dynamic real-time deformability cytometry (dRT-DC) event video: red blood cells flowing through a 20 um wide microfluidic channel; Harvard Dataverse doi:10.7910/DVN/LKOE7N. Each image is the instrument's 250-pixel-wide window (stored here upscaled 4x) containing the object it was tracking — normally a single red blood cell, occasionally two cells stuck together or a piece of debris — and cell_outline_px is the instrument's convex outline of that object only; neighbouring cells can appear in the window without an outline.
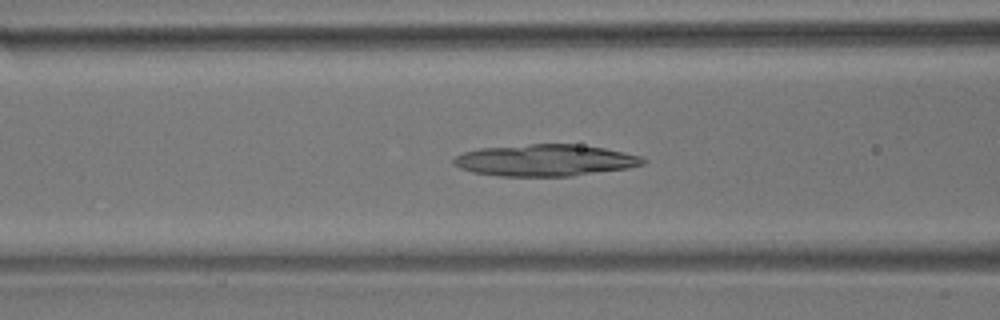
{"species": "common noctule bat (a hibernating species)", "species_latin": "Nyctalus noctula", "temperature_condition": "room temperature", "stored_images_in_passage": 43, "camera_frame_rate_fps": 3000, "um_per_image_px": 0.085, "animal": {"sex": "male", "body_mass_g": 17.9}, "frame": {"image": 1, "passage_image": 9, "time_ms": 2.667, "image_size_px": [1000, 320], "cell_outline_px": [[648, 160], [644, 164], [628, 168], [572, 176], [500, 176], [472, 172], [460, 168], [452, 164], [452, 160], [456, 156], [464, 152], [480, 148], [528, 144], [572, 144], [604, 148], [624, 152], [640, 156]], "centroid_in_image_um": [46.33, 13.62], "position_along_channel_um": 120.3, "area_um2": 34.97}}
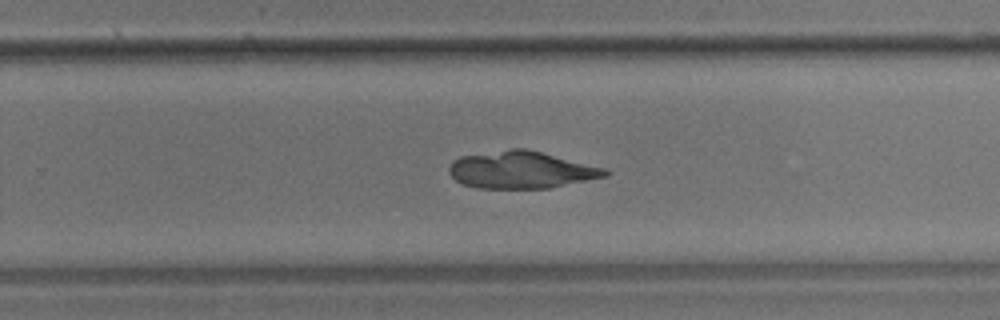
{"frame": {"image": 2, "passage_image": 23, "time_ms": 7.333, "image_size_px": [1000, 320], "cell_outline_px": [[608, 176], [552, 188], [476, 188], [464, 184], [456, 180], [448, 172], [448, 168], [452, 160], [460, 156], [508, 148], [524, 148], [604, 168], [608, 172]], "centroid_in_image_um": [44.26, 14.44], "position_along_channel_um": 285.5, "area_um2": 33.76}}
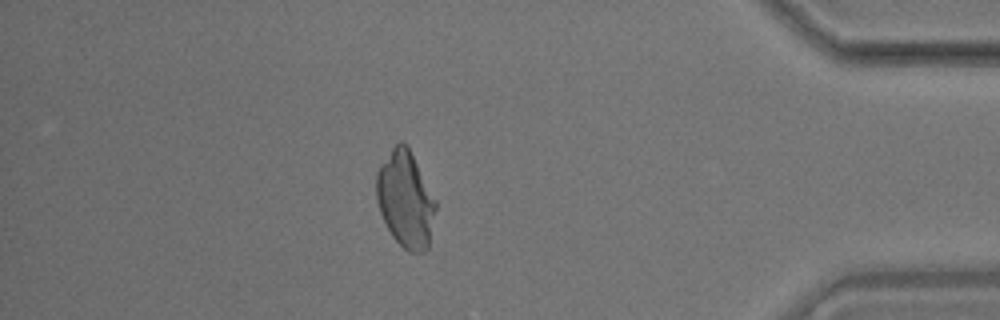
{"frame": {"image": 3, "passage_image": 36, "time_ms": 11.667, "image_size_px": [1000, 320], "cell_outline_px": [[436, 208], [428, 248], [424, 252], [408, 252], [392, 236], [380, 212], [376, 200], [376, 172], [380, 164], [392, 148], [400, 140], [408, 148], [436, 200]], "centroid_in_image_um": [34.45, 16.97], "position_along_channel_um": 400.7, "area_um2": 32.89}}